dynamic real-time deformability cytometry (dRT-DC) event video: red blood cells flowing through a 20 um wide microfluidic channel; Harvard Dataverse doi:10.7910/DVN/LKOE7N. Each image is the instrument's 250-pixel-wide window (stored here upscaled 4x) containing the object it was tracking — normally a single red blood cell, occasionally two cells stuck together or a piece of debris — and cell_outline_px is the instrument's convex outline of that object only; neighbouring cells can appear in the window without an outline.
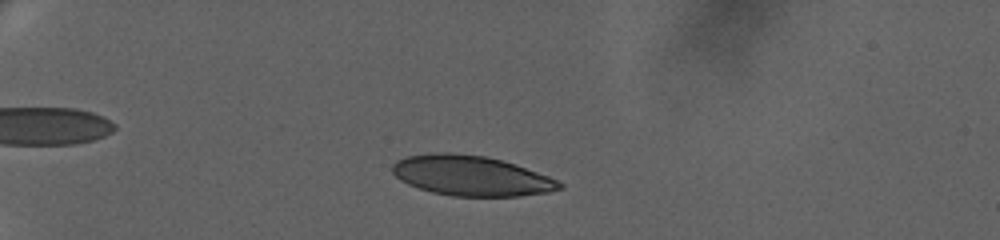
{"species": "human", "species_latin": "Homo sapiens", "temperature_condition": "warm", "stored_images_in_passage": 61, "camera_frame_rate_fps": 3000, "um_per_image_px": 0.085, "donor": {"sex": "female"}, "frame": {"image": 1, "passage_image": 14, "time_ms": 4.333, "image_size_px": [1000, 240], "cell_outline_px": [[564, 188], [548, 192], [520, 196], [452, 196], [432, 192], [408, 184], [400, 180], [392, 172], [392, 164], [396, 160], [404, 156], [436, 152], [452, 152], [484, 156], [500, 160], [560, 180], [564, 184]], "centroid_in_image_um": [40.02, 14.93], "position_along_channel_um": 45.0, "area_um2": 39.02}}
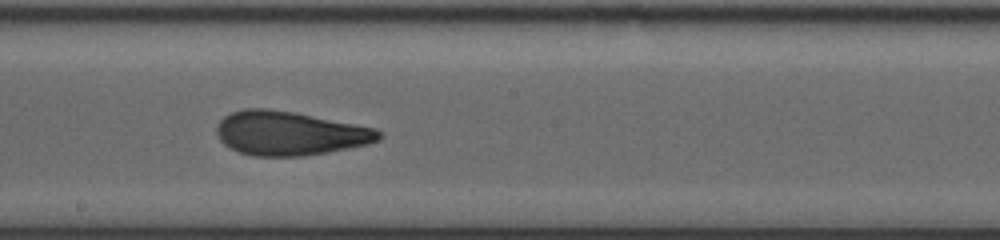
{"frame": {"image": 2, "passage_image": 36, "time_ms": 11.667, "image_size_px": [1000, 240], "cell_outline_px": [[384, 136], [380, 140], [368, 144], [348, 148], [304, 156], [256, 156], [240, 152], [228, 148], [216, 136], [216, 128], [220, 120], [224, 116], [232, 112], [244, 108], [268, 108], [296, 112], [376, 128], [384, 132]], "centroid_in_image_um": [24.63, 11.32], "position_along_channel_um": 223.6, "area_um2": 41.96}}
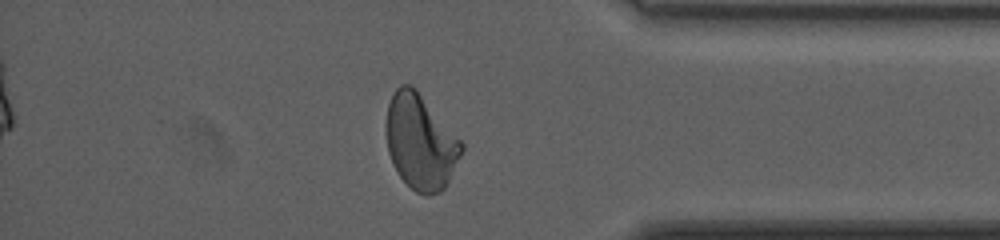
{"frame": {"image": 3, "passage_image": 53, "time_ms": 17.333, "image_size_px": [1000, 240], "cell_outline_px": [[464, 148], [444, 188], [440, 192], [428, 196], [424, 196], [416, 192], [396, 172], [392, 164], [388, 152], [384, 124], [388, 104], [396, 88], [400, 84], [412, 84], [416, 88], [464, 144]], "centroid_in_image_um": [35.7, 12.05], "position_along_channel_um": 399.5, "area_um2": 41.85}, "authors_computed_cell_mechanics": {"area_um2": 40.4022, "velocity_mm_per_s": 3.3128, "shape_relaxation_time_tau1_ms": null, "shape_relaxation_time_tau2_ms": 1.5234, "deformation_change_tau1": null, "deformation_change_tau2": 0.0835}}